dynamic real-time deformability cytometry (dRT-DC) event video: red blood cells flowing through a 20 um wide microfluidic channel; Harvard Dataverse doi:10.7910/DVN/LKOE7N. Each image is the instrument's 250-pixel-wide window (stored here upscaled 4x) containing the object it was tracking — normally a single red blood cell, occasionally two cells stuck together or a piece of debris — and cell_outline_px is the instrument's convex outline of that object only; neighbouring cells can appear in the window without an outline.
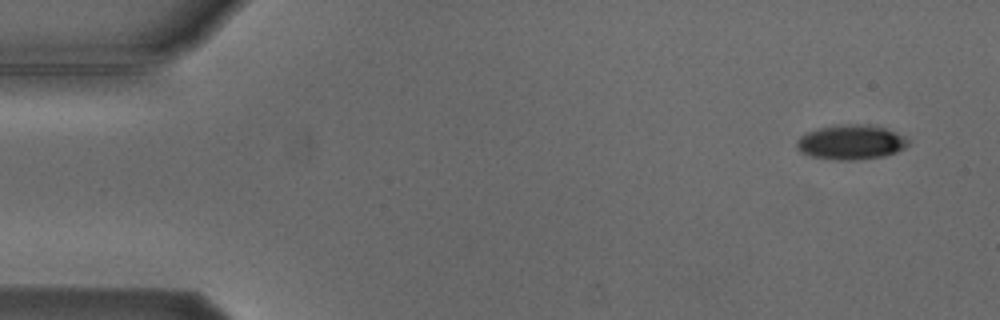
{"species": "Egyptian fruit bat (a non-hibernating species)", "species_latin": "Rousettus aegyptiacus", "temperature_condition": "cold", "stored_images_in_passage": 7, "camera_frame_rate_fps": 3000, "um_per_image_px": 0.085, "animal": {"sex": "male"}, "frame": {"image": 1, "passage_image": 1, "time_ms": 0.0, "image_size_px": [1000, 320], "cell_outline_px": [[908, 144], [904, 148], [896, 152], [884, 156], [856, 160], [836, 160], [808, 156], [800, 152], [796, 148], [796, 140], [800, 136], [808, 132], [820, 128], [844, 124], [868, 124], [884, 128], [896, 132], [904, 136], [908, 140]], "centroid_in_image_um": [72.31, 12.1], "position_along_channel_um": 12.7, "area_um2": 22.6}}
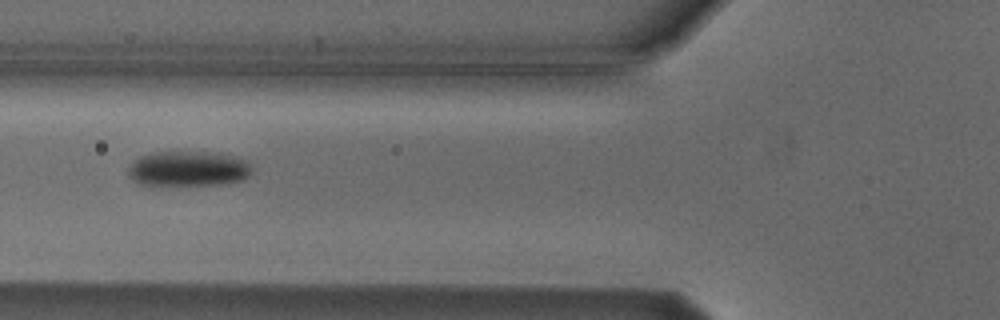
{"frame": {"image": 2, "passage_image": 6, "time_ms": 5.667, "image_size_px": [1000, 320], "cell_outline_px": [[252, 168], [248, 176], [244, 180], [220, 184], [140, 184], [132, 180], [128, 176], [128, 168], [140, 156], [152, 152], [216, 152], [248, 160]], "centroid_in_image_um": [16.03, 14.32], "position_along_channel_um": 109.8, "area_um2": 25.2}}
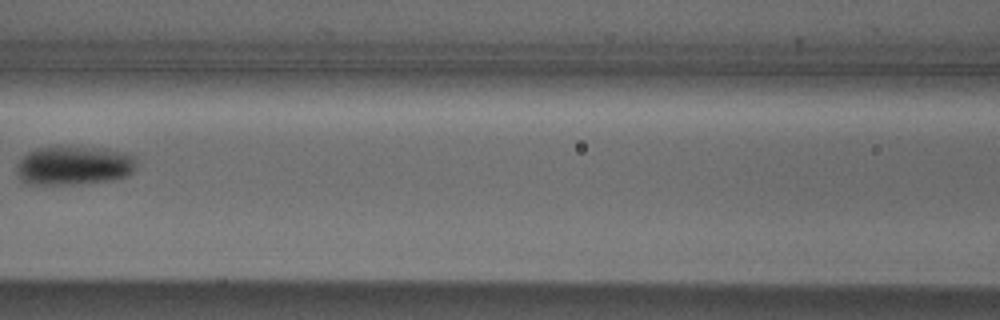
{"frame": {"image": 3, "passage_image": 7, "time_ms": 7.0, "image_size_px": [1000, 320], "cell_outline_px": [[136, 168], [128, 176], [116, 180], [80, 184], [24, 184], [20, 180], [16, 172], [16, 164], [28, 152], [36, 148], [56, 144], [72, 144], [104, 148], [124, 152], [136, 156]], "centroid_in_image_um": [6.29, 14.03], "position_along_channel_um": 160.3, "area_um2": 28.61}}